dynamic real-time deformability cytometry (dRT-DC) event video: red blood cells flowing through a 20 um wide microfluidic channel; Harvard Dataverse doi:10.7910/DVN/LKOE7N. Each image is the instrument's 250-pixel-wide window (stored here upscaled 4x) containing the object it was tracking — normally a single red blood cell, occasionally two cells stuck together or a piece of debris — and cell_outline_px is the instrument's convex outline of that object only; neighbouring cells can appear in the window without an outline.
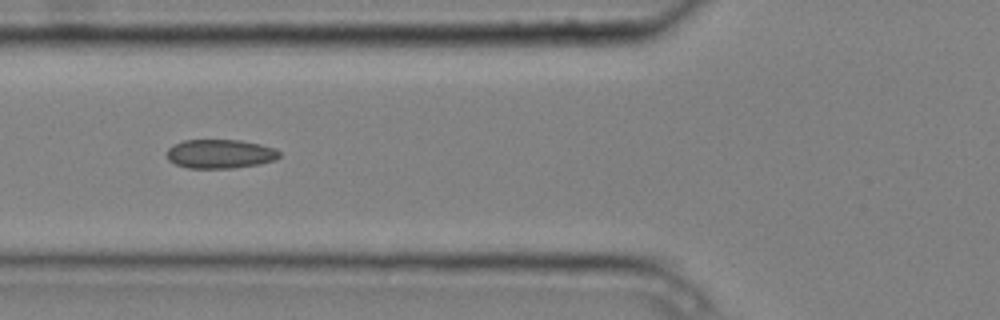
{"species": "common noctule bat (a hibernating species)", "species_latin": "Nyctalus noctula", "temperature_condition": "cold", "stored_images_in_passage": 7, "camera_frame_rate_fps": 3000, "um_per_image_px": 0.085, "animal": {"sex": "male", "body_mass_g": 20.4}, "frame": {"image": 1, "passage_image": 2, "time_ms": 0.333, "image_size_px": [1000, 320], "cell_outline_px": [[280, 156], [276, 160], [260, 164], [232, 168], [188, 168], [176, 164], [168, 160], [168, 148], [172, 144], [184, 140], [240, 140], [260, 144], [276, 148], [280, 152]], "centroid_in_image_um": [18.73, 13.08], "position_along_channel_um": 107.1, "area_um2": 19.13}}
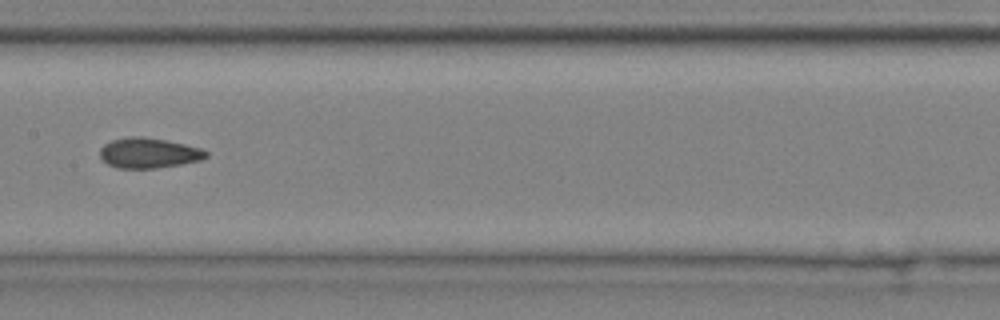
{"frame": {"image": 2, "passage_image": 4, "time_ms": 1.0, "image_size_px": [1000, 320], "cell_outline_px": [[208, 156], [200, 160], [180, 164], [156, 168], [120, 168], [108, 164], [100, 156], [100, 148], [104, 144], [112, 140], [132, 136], [144, 136], [184, 144], [200, 148], [208, 152]], "centroid_in_image_um": [12.63, 13.0], "position_along_channel_um": 194.8, "area_um2": 18.5}}
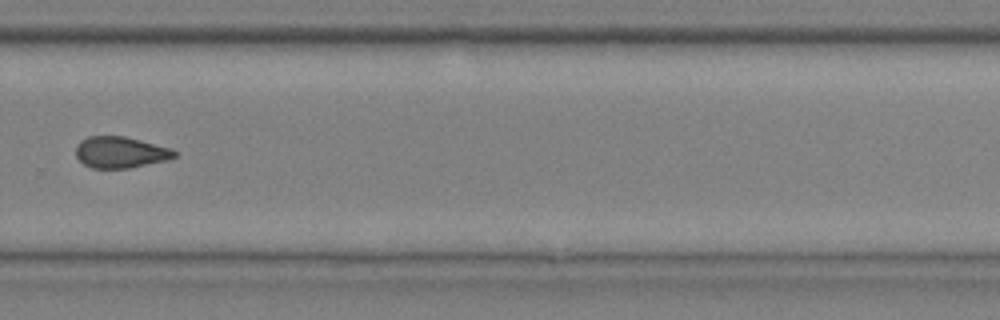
{"frame": {"image": 3, "passage_image": 7, "time_ms": 2.0, "image_size_px": [1000, 320], "cell_outline_px": [[180, 152], [176, 156], [164, 160], [128, 168], [92, 168], [84, 164], [76, 156], [76, 144], [80, 140], [88, 136], [124, 136], [172, 148]], "centroid_in_image_um": [10.23, 12.93], "position_along_channel_um": 319.6, "area_um2": 17.98}}